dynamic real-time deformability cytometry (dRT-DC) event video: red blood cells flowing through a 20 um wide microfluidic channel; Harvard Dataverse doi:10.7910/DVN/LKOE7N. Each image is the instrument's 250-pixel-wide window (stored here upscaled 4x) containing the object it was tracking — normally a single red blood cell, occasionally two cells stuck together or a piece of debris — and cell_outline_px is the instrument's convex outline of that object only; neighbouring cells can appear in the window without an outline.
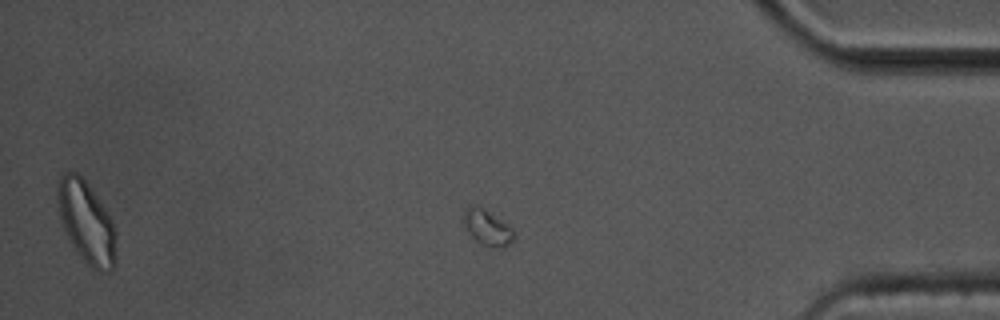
{"species": "common noctule bat (a hibernating species)", "species_latin": "Nyctalus noctula", "temperature_condition": "cold", "stored_images_in_passage": 59, "camera_frame_rate_fps": 3000, "um_per_image_px": 0.085, "animal": {"sex": "male", "body_mass_g": 17.5, "forearm_length_mm": 52.3}, "frame": {"image": 1, "passage_image": 49, "time_ms": 16.0, "image_size_px": [1000, 320], "cell_outline_px": [[516, 236], [508, 244], [492, 248], [480, 244], [468, 232], [464, 220], [464, 212], [472, 204], [476, 204], [484, 208], [508, 224], [512, 228]], "centroid_in_image_um": [41.44, 19.33], "position_along_channel_um": 393.8, "area_um2": 10.29}}
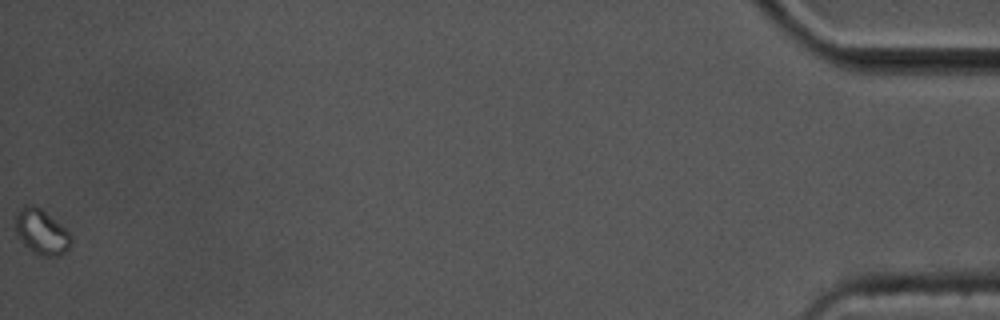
{"frame": {"image": 2, "passage_image": 59, "time_ms": 19.333, "image_size_px": [1000, 320], "cell_outline_px": [[72, 244], [60, 256], [44, 256], [28, 248], [20, 240], [16, 232], [16, 212], [24, 204], [32, 204], [40, 208], [60, 224], [72, 236]], "centroid_in_image_um": [3.53, 19.7], "position_along_channel_um": 431.7, "area_um2": 14.45}}